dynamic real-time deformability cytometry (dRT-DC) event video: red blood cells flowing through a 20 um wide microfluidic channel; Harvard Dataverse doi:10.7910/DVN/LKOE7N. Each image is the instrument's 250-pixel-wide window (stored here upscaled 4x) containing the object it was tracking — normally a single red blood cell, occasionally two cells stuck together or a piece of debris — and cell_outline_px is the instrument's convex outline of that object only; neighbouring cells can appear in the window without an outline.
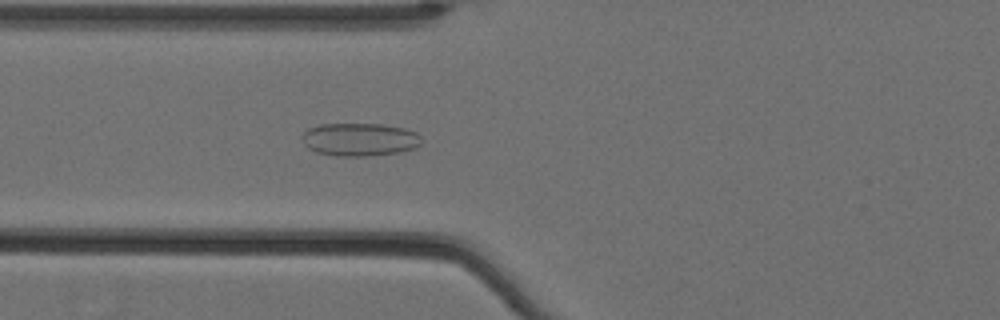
{"species": "Egyptian fruit bat (a non-hibernating species)", "species_latin": "Rousettus aegyptiacus", "temperature_condition": "cold", "stored_images_in_passage": 62, "camera_frame_rate_fps": 3000, "um_per_image_px": 0.085, "animal": {"sex": "female"}, "frame": {"image": 1, "passage_image": 28, "time_ms": 9.0, "image_size_px": [1000, 320], "cell_outline_px": [[424, 140], [416, 148], [400, 152], [364, 156], [336, 156], [316, 152], [308, 148], [304, 144], [300, 136], [308, 128], [320, 124], [380, 124], [404, 128], [416, 132]], "centroid_in_image_um": [30.57, 11.85], "position_along_channel_um": 95.2, "area_um2": 23.18}}
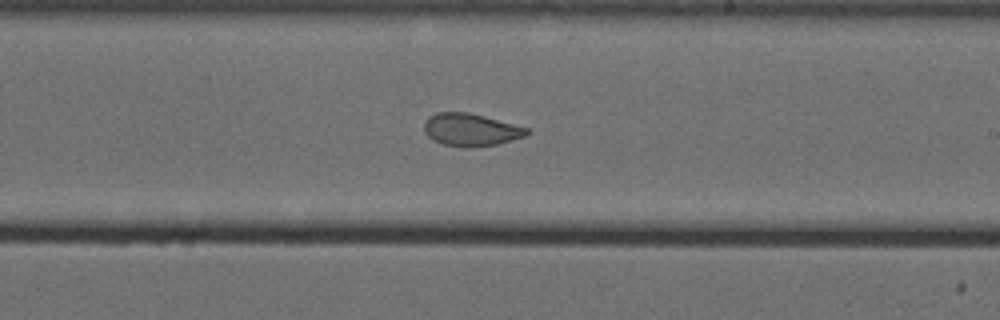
{"frame": {"image": 2, "passage_image": 41, "time_ms": 13.333, "image_size_px": [1000, 320], "cell_outline_px": [[532, 132], [528, 136], [496, 144], [472, 148], [464, 148], [440, 144], [432, 140], [424, 132], [424, 124], [428, 116], [436, 112], [468, 112], [484, 116], [528, 128]], "centroid_in_image_um": [40.01, 11.04], "position_along_channel_um": 249.0, "area_um2": 19.83}}
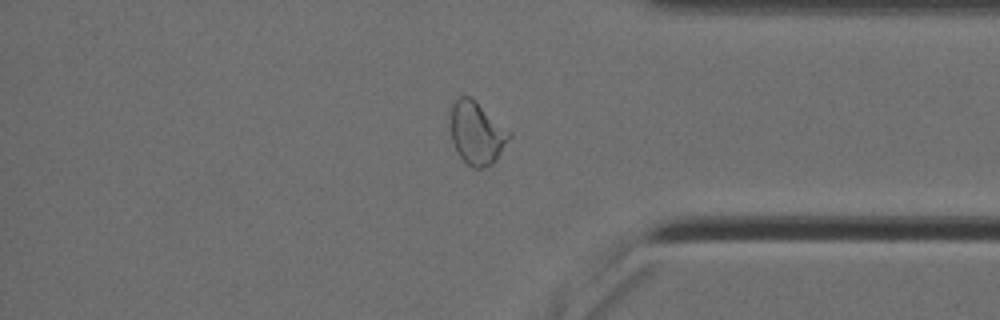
{"frame": {"image": 3, "passage_image": 54, "time_ms": 17.667, "image_size_px": [1000, 320], "cell_outline_px": [[512, 136], [496, 160], [492, 164], [484, 168], [472, 168], [456, 152], [452, 140], [452, 104], [460, 96], [468, 96], [476, 100], [512, 132]], "centroid_in_image_um": [40.57, 11.32], "position_along_channel_um": 394.6, "area_um2": 21.5}, "authors_computed_cell_mechanics": {"area_um2": 23.9292, "velocity_mm_per_s": 3.5274, "shape_relaxation_time_tau1_ms": null, "shape_relaxation_time_tau2_ms": 1.4627, "deformation_change_tau1": null, "deformation_change_tau2": 0.0751}}